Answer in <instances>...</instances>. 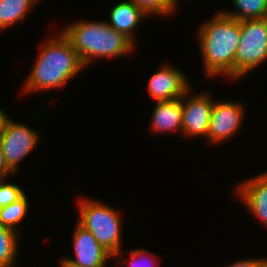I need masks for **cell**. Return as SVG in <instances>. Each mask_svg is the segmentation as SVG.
<instances>
[{"instance_id":"6da1fadb","label":"cell","mask_w":267,"mask_h":267,"mask_svg":"<svg viewBox=\"0 0 267 267\" xmlns=\"http://www.w3.org/2000/svg\"><path fill=\"white\" fill-rule=\"evenodd\" d=\"M45 40L34 66L23 84L22 93L50 91L64 88L85 66L70 40L59 31Z\"/></svg>"},{"instance_id":"7a4b0ae2","label":"cell","mask_w":267,"mask_h":267,"mask_svg":"<svg viewBox=\"0 0 267 267\" xmlns=\"http://www.w3.org/2000/svg\"><path fill=\"white\" fill-rule=\"evenodd\" d=\"M198 30L205 76L213 78L221 75L234 80V58L240 40V21L219 11Z\"/></svg>"},{"instance_id":"3957f363","label":"cell","mask_w":267,"mask_h":267,"mask_svg":"<svg viewBox=\"0 0 267 267\" xmlns=\"http://www.w3.org/2000/svg\"><path fill=\"white\" fill-rule=\"evenodd\" d=\"M62 29L85 67L94 59L125 56L136 48L129 37L109 26L107 21H76Z\"/></svg>"},{"instance_id":"277c9868","label":"cell","mask_w":267,"mask_h":267,"mask_svg":"<svg viewBox=\"0 0 267 267\" xmlns=\"http://www.w3.org/2000/svg\"><path fill=\"white\" fill-rule=\"evenodd\" d=\"M78 203L79 219L77 223L90 231L113 258L120 256L123 253L121 214L114 207L96 201V199L82 198Z\"/></svg>"},{"instance_id":"5b68a950","label":"cell","mask_w":267,"mask_h":267,"mask_svg":"<svg viewBox=\"0 0 267 267\" xmlns=\"http://www.w3.org/2000/svg\"><path fill=\"white\" fill-rule=\"evenodd\" d=\"M267 61V18L240 21V40L234 58V79L239 80Z\"/></svg>"},{"instance_id":"8992f818","label":"cell","mask_w":267,"mask_h":267,"mask_svg":"<svg viewBox=\"0 0 267 267\" xmlns=\"http://www.w3.org/2000/svg\"><path fill=\"white\" fill-rule=\"evenodd\" d=\"M40 133L23 123L9 119L4 133L0 137V145L8 167L18 173L19 163L39 144Z\"/></svg>"},{"instance_id":"52a82bcc","label":"cell","mask_w":267,"mask_h":267,"mask_svg":"<svg viewBox=\"0 0 267 267\" xmlns=\"http://www.w3.org/2000/svg\"><path fill=\"white\" fill-rule=\"evenodd\" d=\"M190 88L182 96V135L186 138L205 137L207 141L209 121L213 105L210 92L190 93Z\"/></svg>"},{"instance_id":"ba28073f","label":"cell","mask_w":267,"mask_h":267,"mask_svg":"<svg viewBox=\"0 0 267 267\" xmlns=\"http://www.w3.org/2000/svg\"><path fill=\"white\" fill-rule=\"evenodd\" d=\"M244 114V103L215 101L209 121L207 143L214 145L234 137L242 128Z\"/></svg>"},{"instance_id":"9c48e42d","label":"cell","mask_w":267,"mask_h":267,"mask_svg":"<svg viewBox=\"0 0 267 267\" xmlns=\"http://www.w3.org/2000/svg\"><path fill=\"white\" fill-rule=\"evenodd\" d=\"M73 235L75 257H64L61 260L73 267H107L108 260L113 256L108 253L93 237L90 231L78 223Z\"/></svg>"},{"instance_id":"30bf717a","label":"cell","mask_w":267,"mask_h":267,"mask_svg":"<svg viewBox=\"0 0 267 267\" xmlns=\"http://www.w3.org/2000/svg\"><path fill=\"white\" fill-rule=\"evenodd\" d=\"M187 78L180 69L164 63L151 75L147 91L156 102L180 99L192 87Z\"/></svg>"},{"instance_id":"8fae6325","label":"cell","mask_w":267,"mask_h":267,"mask_svg":"<svg viewBox=\"0 0 267 267\" xmlns=\"http://www.w3.org/2000/svg\"><path fill=\"white\" fill-rule=\"evenodd\" d=\"M255 176L239 182L234 193L262 226L267 227V171Z\"/></svg>"},{"instance_id":"7c38bea8","label":"cell","mask_w":267,"mask_h":267,"mask_svg":"<svg viewBox=\"0 0 267 267\" xmlns=\"http://www.w3.org/2000/svg\"><path fill=\"white\" fill-rule=\"evenodd\" d=\"M151 116L150 131L162 134L173 131L182 135V97L156 102Z\"/></svg>"},{"instance_id":"4fadbf2b","label":"cell","mask_w":267,"mask_h":267,"mask_svg":"<svg viewBox=\"0 0 267 267\" xmlns=\"http://www.w3.org/2000/svg\"><path fill=\"white\" fill-rule=\"evenodd\" d=\"M109 12L107 23L118 32L125 34L134 43V31L139 27L145 16L131 1L123 0L115 4ZM141 22V23H140Z\"/></svg>"},{"instance_id":"5bb4252c","label":"cell","mask_w":267,"mask_h":267,"mask_svg":"<svg viewBox=\"0 0 267 267\" xmlns=\"http://www.w3.org/2000/svg\"><path fill=\"white\" fill-rule=\"evenodd\" d=\"M40 0H0V31L22 22Z\"/></svg>"},{"instance_id":"9a60e30c","label":"cell","mask_w":267,"mask_h":267,"mask_svg":"<svg viewBox=\"0 0 267 267\" xmlns=\"http://www.w3.org/2000/svg\"><path fill=\"white\" fill-rule=\"evenodd\" d=\"M21 233L0 225V267H15Z\"/></svg>"},{"instance_id":"2e32d148","label":"cell","mask_w":267,"mask_h":267,"mask_svg":"<svg viewBox=\"0 0 267 267\" xmlns=\"http://www.w3.org/2000/svg\"><path fill=\"white\" fill-rule=\"evenodd\" d=\"M236 11H222L238 21L267 18V0H231Z\"/></svg>"},{"instance_id":"e0dca14e","label":"cell","mask_w":267,"mask_h":267,"mask_svg":"<svg viewBox=\"0 0 267 267\" xmlns=\"http://www.w3.org/2000/svg\"><path fill=\"white\" fill-rule=\"evenodd\" d=\"M29 201L26 193L18 199L3 208H0V225L12 229L16 232H20L17 228L19 223L25 218L28 212Z\"/></svg>"},{"instance_id":"ac0fdd59","label":"cell","mask_w":267,"mask_h":267,"mask_svg":"<svg viewBox=\"0 0 267 267\" xmlns=\"http://www.w3.org/2000/svg\"><path fill=\"white\" fill-rule=\"evenodd\" d=\"M133 2L139 10L148 17L169 16L175 11L179 0H128Z\"/></svg>"},{"instance_id":"d6986e66","label":"cell","mask_w":267,"mask_h":267,"mask_svg":"<svg viewBox=\"0 0 267 267\" xmlns=\"http://www.w3.org/2000/svg\"><path fill=\"white\" fill-rule=\"evenodd\" d=\"M129 254L126 260L122 258L121 260L118 259L116 264H125V266L128 267H158L161 263L160 259L157 257L158 255L143 248L131 250ZM156 259H158L159 262Z\"/></svg>"},{"instance_id":"ffe728a7","label":"cell","mask_w":267,"mask_h":267,"mask_svg":"<svg viewBox=\"0 0 267 267\" xmlns=\"http://www.w3.org/2000/svg\"><path fill=\"white\" fill-rule=\"evenodd\" d=\"M6 182V178L0 180V208L16 202L25 194L20 186Z\"/></svg>"},{"instance_id":"44dd1931","label":"cell","mask_w":267,"mask_h":267,"mask_svg":"<svg viewBox=\"0 0 267 267\" xmlns=\"http://www.w3.org/2000/svg\"><path fill=\"white\" fill-rule=\"evenodd\" d=\"M224 267H267V259H255V258H246L237 260L230 265Z\"/></svg>"},{"instance_id":"7402d4cb","label":"cell","mask_w":267,"mask_h":267,"mask_svg":"<svg viewBox=\"0 0 267 267\" xmlns=\"http://www.w3.org/2000/svg\"><path fill=\"white\" fill-rule=\"evenodd\" d=\"M10 174L13 176L15 173L8 167L2 147L0 145V178H8Z\"/></svg>"},{"instance_id":"603a6c76","label":"cell","mask_w":267,"mask_h":267,"mask_svg":"<svg viewBox=\"0 0 267 267\" xmlns=\"http://www.w3.org/2000/svg\"><path fill=\"white\" fill-rule=\"evenodd\" d=\"M9 120V117L7 116L6 112L3 111L0 107V137L5 131L6 124Z\"/></svg>"},{"instance_id":"cb8c5ba5","label":"cell","mask_w":267,"mask_h":267,"mask_svg":"<svg viewBox=\"0 0 267 267\" xmlns=\"http://www.w3.org/2000/svg\"><path fill=\"white\" fill-rule=\"evenodd\" d=\"M59 263H60V267H73V266H70L67 263H64L62 260H60Z\"/></svg>"}]
</instances>
